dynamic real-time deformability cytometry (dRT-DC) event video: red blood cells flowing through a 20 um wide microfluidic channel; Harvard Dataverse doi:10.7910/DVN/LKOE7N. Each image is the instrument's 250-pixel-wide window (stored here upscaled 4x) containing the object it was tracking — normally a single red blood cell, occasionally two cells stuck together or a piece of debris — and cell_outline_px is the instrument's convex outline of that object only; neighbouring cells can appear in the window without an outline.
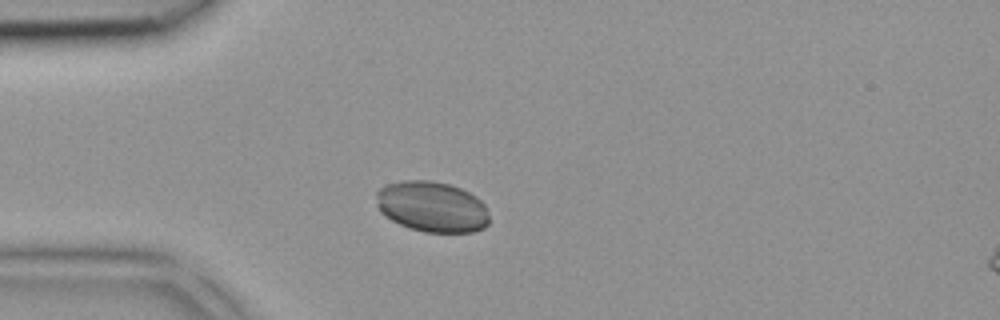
{"species": "common noctule bat (a hibernating species)", "species_latin": "Nyctalus noctula", "temperature_condition": "room temperature", "stored_images_in_passage": 32, "camera_frame_rate_fps": 3000, "um_per_image_px": 0.085, "animal": {"sex": "female", "body_mass_g": 18.4}, "frame": {"image": 1, "passage_image": 1, "time_ms": 0.0, "image_size_px": [1000, 320], "cell_outline_px": [[488, 224], [484, 228], [472, 232], [424, 232], [408, 228], [392, 220], [380, 212], [376, 204], [376, 192], [380, 188], [388, 184], [404, 180], [432, 180], [448, 184], [460, 188], [476, 196], [484, 204], [488, 216]], "centroid_in_image_um": [36.7, 17.57], "position_along_channel_um": 48.3, "area_um2": 33.47}}